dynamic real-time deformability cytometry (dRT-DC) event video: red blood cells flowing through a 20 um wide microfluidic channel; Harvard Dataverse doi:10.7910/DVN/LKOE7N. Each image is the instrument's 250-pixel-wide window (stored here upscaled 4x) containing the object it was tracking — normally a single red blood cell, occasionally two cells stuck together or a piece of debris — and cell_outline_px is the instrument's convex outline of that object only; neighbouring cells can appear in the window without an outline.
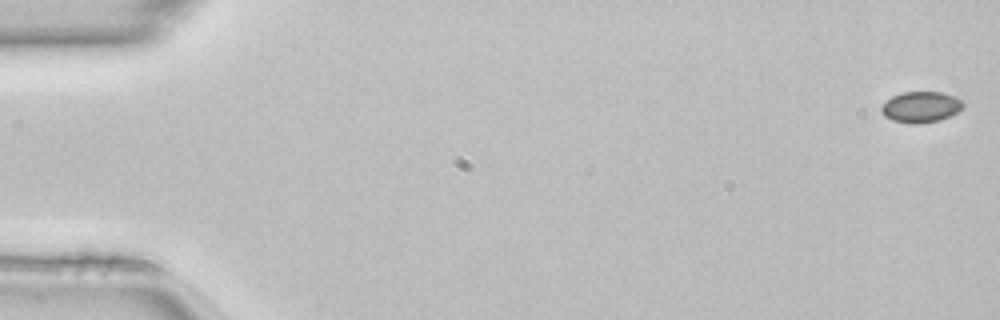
{"species": "common noctule bat (a hibernating species)", "species_latin": "Nyctalus noctula", "temperature_condition": "room temperature", "stored_images_in_passage": 50, "camera_frame_rate_fps": 3000, "um_per_image_px": 0.085, "animal": {"sex": "female", "body_mass_g": 22.7, "forearm_length_mm": 54.2}, "frame": {"image": 1, "passage_image": 1, "time_ms": 0.0, "image_size_px": [1000, 320], "cell_outline_px": [[964, 104], [956, 112], [940, 120], [916, 124], [912, 124], [892, 120], [884, 116], [880, 112], [880, 104], [892, 96], [904, 92], [940, 92], [956, 96]], "centroid_in_image_um": [78.21, 9.09], "position_along_channel_um": 6.8, "area_um2": 14.74}}
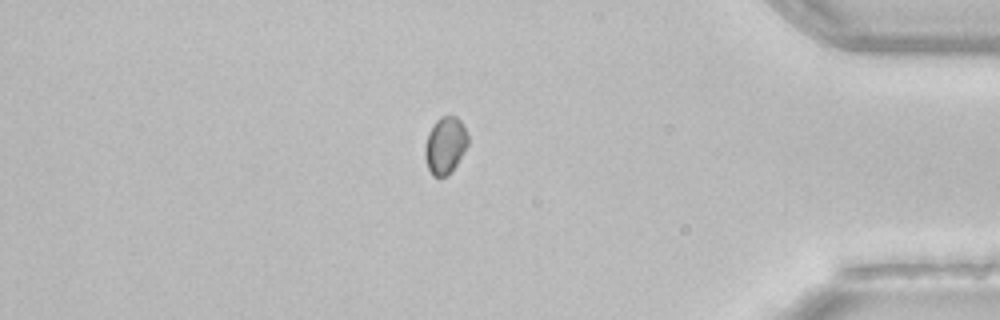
{"frame": {"image": 2, "passage_image": 43, "time_ms": 14.0, "image_size_px": [1000, 320], "cell_outline_px": [[468, 144], [452, 172], [448, 176], [432, 176], [428, 168], [424, 156], [424, 148], [428, 132], [432, 124], [440, 116], [456, 116], [460, 120], [468, 136]], "centroid_in_image_um": [37.82, 12.35], "position_along_channel_um": 397.4, "area_um2": 14.39}}
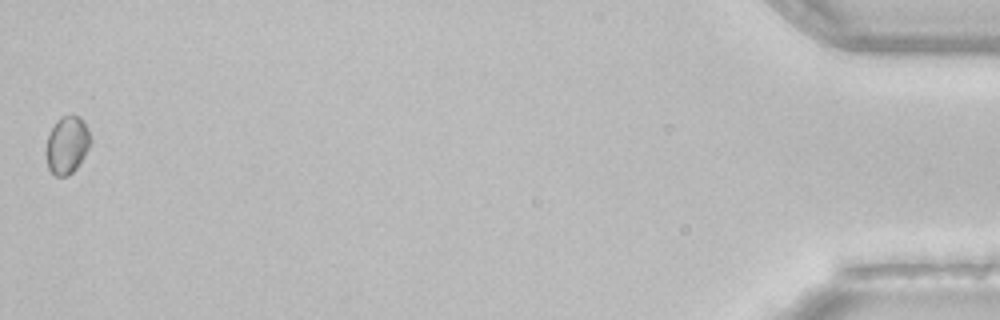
{"frame": {"image": 3, "passage_image": 50, "time_ms": 16.333, "image_size_px": [1000, 320], "cell_outline_px": [[92, 140], [84, 156], [76, 168], [68, 176], [56, 176], [48, 168], [44, 152], [48, 136], [56, 120], [60, 116], [80, 116], [84, 120], [88, 128]], "centroid_in_image_um": [5.69, 12.31], "position_along_channel_um": 429.5, "area_um2": 15.09}}